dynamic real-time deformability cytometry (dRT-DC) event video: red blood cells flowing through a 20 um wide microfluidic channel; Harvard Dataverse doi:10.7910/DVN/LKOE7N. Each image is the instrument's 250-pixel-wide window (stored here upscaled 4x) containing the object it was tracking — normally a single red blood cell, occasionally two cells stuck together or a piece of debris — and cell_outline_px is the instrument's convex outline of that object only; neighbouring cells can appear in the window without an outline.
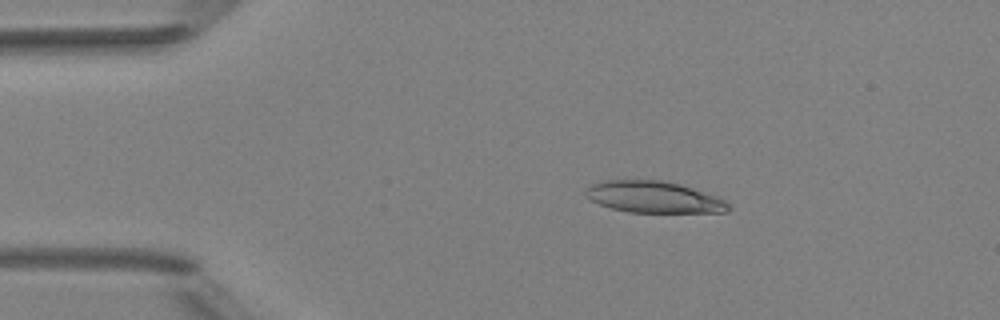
{"species": "Egyptian fruit bat (a non-hibernating species)", "species_latin": "Rousettus aegyptiacus", "temperature_condition": "room temperature", "stored_images_in_passage": 6, "camera_frame_rate_fps": 3000, "um_per_image_px": 0.085, "animal": {"sex": "female"}, "frame": {"image": 1, "passage_image": 3, "time_ms": 2.333, "image_size_px": [1000, 320], "cell_outline_px": [[728, 212], [628, 212], [612, 208], [600, 204], [592, 200], [584, 192], [588, 184], [608, 180], [660, 180], [680, 184], [720, 196], [728, 204]], "centroid_in_image_um": [55.58, 16.74], "position_along_channel_um": 29.4, "area_um2": 26.18}}
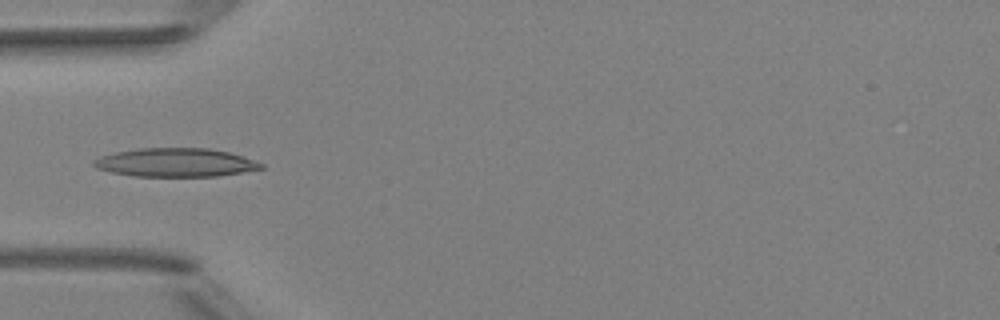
{"frame": {"image": 2, "passage_image": 5, "time_ms": 4.667, "image_size_px": [1000, 320], "cell_outline_px": [[264, 168], [216, 176], [132, 176], [112, 172], [96, 168], [92, 164], [92, 160], [100, 156], [116, 152], [140, 148], [208, 148], [228, 152], [264, 164]], "centroid_in_image_um": [14.86, 13.81], "position_along_channel_um": 70.1, "area_um2": 27.63}}
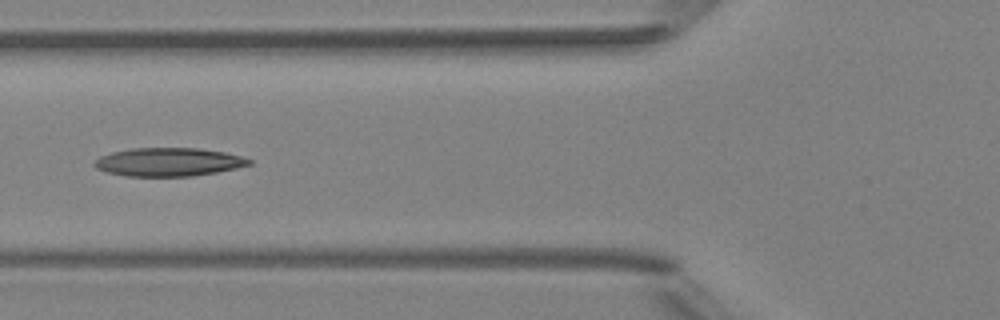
{"frame": {"image": 3, "passage_image": 6, "time_ms": 5.667, "image_size_px": [1000, 320], "cell_outline_px": [[252, 164], [236, 168], [216, 172], [192, 176], [124, 176], [108, 172], [96, 168], [92, 164], [100, 156], [112, 152], [132, 148], [196, 148], [224, 152], [240, 156], [252, 160]], "centroid_in_image_um": [14.31, 13.77], "position_along_channel_um": 111.5, "area_um2": 25.49}}